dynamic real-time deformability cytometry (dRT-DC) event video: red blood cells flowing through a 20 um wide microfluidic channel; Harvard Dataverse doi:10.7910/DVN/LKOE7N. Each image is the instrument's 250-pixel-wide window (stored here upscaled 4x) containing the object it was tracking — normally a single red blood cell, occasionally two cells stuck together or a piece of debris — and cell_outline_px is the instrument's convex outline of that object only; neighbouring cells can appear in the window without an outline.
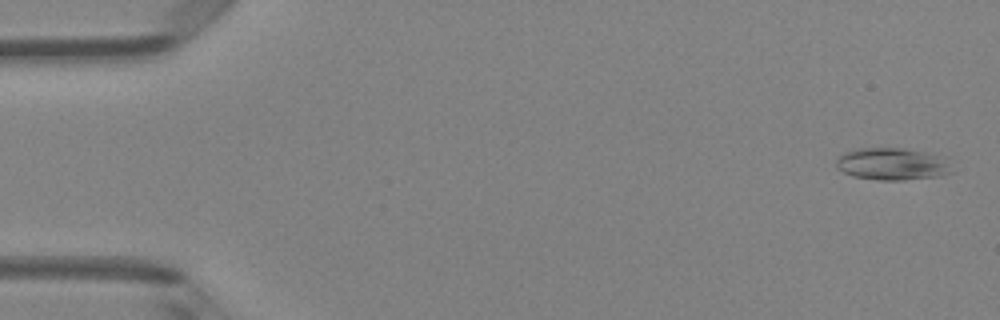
{"species": "Egyptian fruit bat (a non-hibernating species)", "species_latin": "Rousettus aegyptiacus", "temperature_condition": "room temperature", "stored_images_in_passage": 50, "camera_frame_rate_fps": 3000, "um_per_image_px": 0.085, "animal": {"sex": "female"}, "frame": {"image": 1, "passage_image": 2, "time_ms": 0.333, "image_size_px": [1000, 320], "cell_outline_px": [[952, 172], [944, 176], [904, 180], [876, 180], [852, 176], [836, 168], [836, 156], [844, 152], [856, 148], [904, 148], [948, 156]], "centroid_in_image_um": [75.88, 13.93], "position_along_channel_um": 9.1, "area_um2": 22.37}}
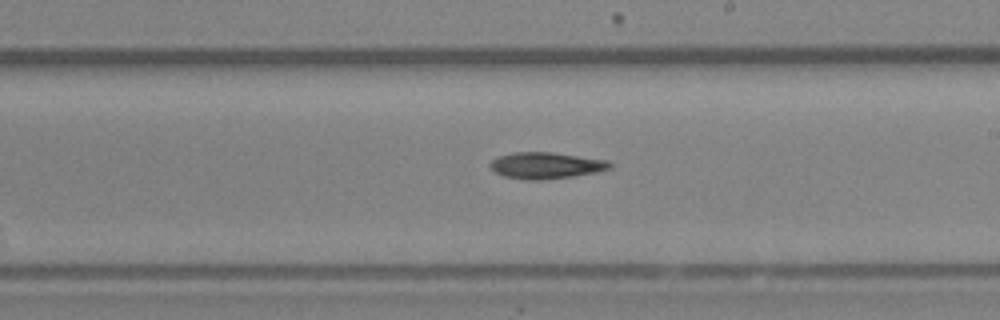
{"frame": {"image": 2, "passage_image": 29, "time_ms": 9.333, "image_size_px": [1000, 320], "cell_outline_px": [[612, 168], [596, 172], [572, 176], [544, 180], [524, 180], [504, 176], [496, 172], [488, 164], [492, 160], [500, 156], [516, 152], [552, 152], [608, 160], [612, 164]], "centroid_in_image_um": [46.43, 14.07], "position_along_channel_um": 242.6, "area_um2": 18.38}}
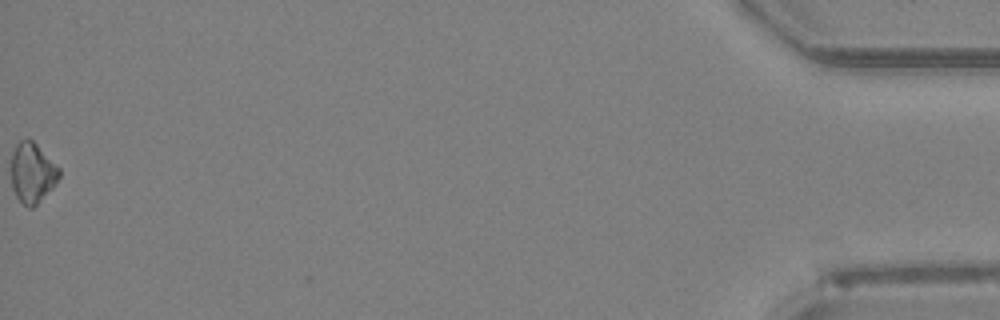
{"frame": {"image": 3, "passage_image": 50, "time_ms": 16.333, "image_size_px": [1000, 320], "cell_outline_px": [[60, 176], [52, 188], [32, 208], [28, 208], [16, 196], [12, 188], [12, 152], [16, 144], [20, 140], [28, 136], [60, 168]], "centroid_in_image_um": [2.74, 14.66], "position_along_channel_um": 432.5, "area_um2": 16.7}}